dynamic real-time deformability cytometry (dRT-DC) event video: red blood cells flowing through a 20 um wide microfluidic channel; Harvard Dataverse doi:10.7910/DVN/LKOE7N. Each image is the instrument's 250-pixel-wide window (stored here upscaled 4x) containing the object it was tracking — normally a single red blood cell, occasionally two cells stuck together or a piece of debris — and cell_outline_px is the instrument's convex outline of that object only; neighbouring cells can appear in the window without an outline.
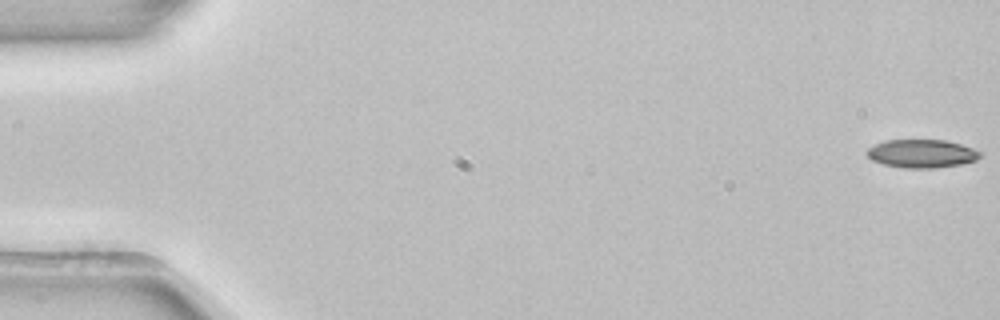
{"species": "common noctule bat (a hibernating species)", "species_latin": "Nyctalus noctula", "temperature_condition": "room temperature", "stored_images_in_passage": 16, "camera_frame_rate_fps": 3000, "um_per_image_px": 0.085, "animal": {"sex": "female", "body_mass_g": 22.7, "forearm_length_mm": 54.2}, "frame": {"image": 1, "passage_image": 1, "time_ms": 0.0, "image_size_px": [1000, 320], "cell_outline_px": [[984, 152], [976, 160], [960, 164], [936, 168], [904, 168], [884, 164], [872, 160], [864, 152], [868, 148], [884, 140], [948, 140]], "centroid_in_image_um": [78.35, 13.05], "position_along_channel_um": 6.6, "area_um2": 18.73}}
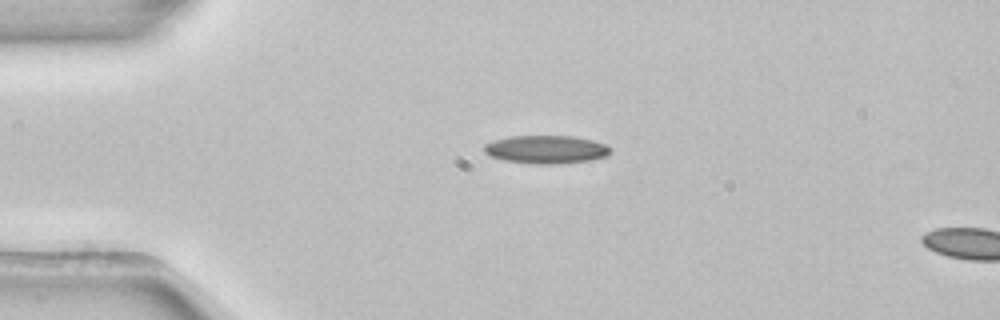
{"frame": {"image": 2, "passage_image": 13, "time_ms": 4.0, "image_size_px": [1000, 320], "cell_outline_px": [[608, 156], [592, 160], [556, 164], [536, 164], [504, 160], [488, 156], [484, 152], [484, 144], [492, 140], [508, 136], [572, 136], [592, 140], [604, 144], [608, 148]], "centroid_in_image_um": [46.36, 12.7], "position_along_channel_um": 38.6, "area_um2": 20.75}}